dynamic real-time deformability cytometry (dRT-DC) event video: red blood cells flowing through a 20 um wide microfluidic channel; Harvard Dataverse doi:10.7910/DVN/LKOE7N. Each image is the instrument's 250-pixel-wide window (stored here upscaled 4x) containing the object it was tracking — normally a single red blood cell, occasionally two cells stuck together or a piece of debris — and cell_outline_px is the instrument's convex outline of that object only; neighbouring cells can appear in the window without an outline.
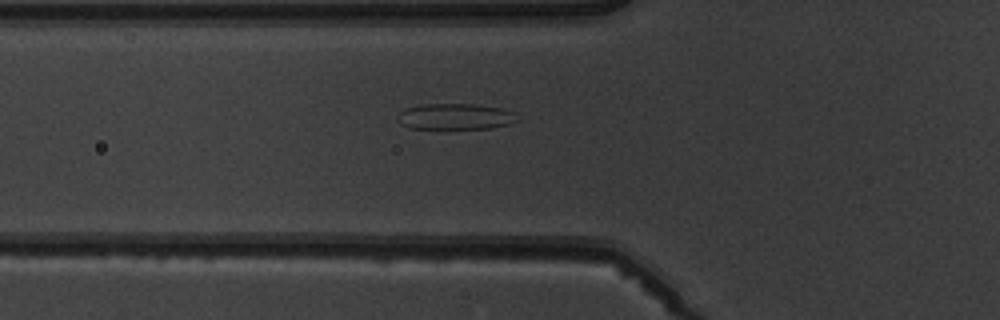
{"species": "common noctule bat (a hibernating species)", "species_latin": "Nyctalus noctula", "temperature_condition": "warm", "stored_images_in_passage": 6, "camera_frame_rate_fps": 3000, "um_per_image_px": 0.085, "animal": {"sex": "male", "body_mass_g": 19.5, "forearm_length_mm": 54.6}, "frame": {"image": 1, "passage_image": 6, "time_ms": 6.0, "image_size_px": [1000, 320], "cell_outline_px": [[520, 120], [508, 124], [488, 128], [408, 128], [400, 124], [396, 120], [400, 112], [408, 108], [420, 104], [476, 104], [500, 108], [516, 112]], "centroid_in_image_um": [38.72, 9.9], "position_along_channel_um": 87.1, "area_um2": 18.15}}